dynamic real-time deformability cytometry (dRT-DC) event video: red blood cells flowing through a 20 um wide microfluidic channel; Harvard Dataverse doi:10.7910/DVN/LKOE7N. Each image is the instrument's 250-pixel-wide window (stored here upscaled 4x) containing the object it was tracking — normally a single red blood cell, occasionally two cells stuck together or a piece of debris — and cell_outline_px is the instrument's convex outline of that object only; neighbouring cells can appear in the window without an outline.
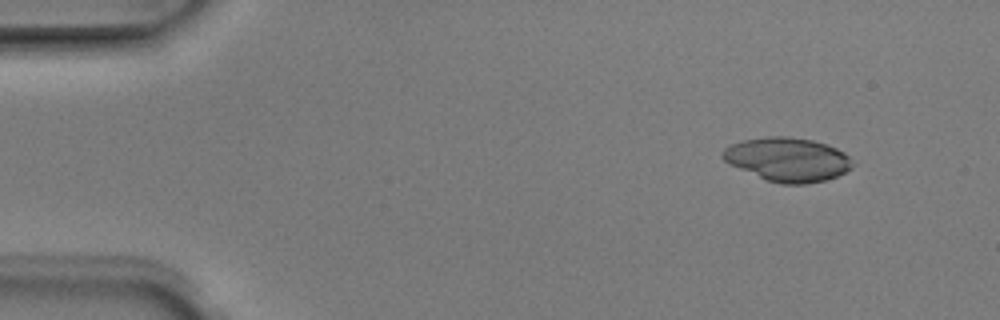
{"species": "Egyptian fruit bat (a non-hibernating species)", "species_latin": "Rousettus aegyptiacus", "temperature_condition": "room temperature", "stored_images_in_passage": 3, "camera_frame_rate_fps": 3000, "um_per_image_px": 0.085, "animal": {"sex": "male"}, "frame": {"image": 1, "passage_image": 1, "time_ms": 0.0, "image_size_px": [1000, 320], "cell_outline_px": [[856, 164], [852, 168], [836, 176], [824, 180], [808, 184], [780, 184], [768, 180], [728, 164], [720, 156], [720, 152], [724, 148], [732, 144], [744, 140], [768, 136], [788, 136], [812, 140], [836, 148], [844, 152]], "centroid_in_image_um": [66.94, 13.55], "position_along_channel_um": 18.1, "area_um2": 33.18}}